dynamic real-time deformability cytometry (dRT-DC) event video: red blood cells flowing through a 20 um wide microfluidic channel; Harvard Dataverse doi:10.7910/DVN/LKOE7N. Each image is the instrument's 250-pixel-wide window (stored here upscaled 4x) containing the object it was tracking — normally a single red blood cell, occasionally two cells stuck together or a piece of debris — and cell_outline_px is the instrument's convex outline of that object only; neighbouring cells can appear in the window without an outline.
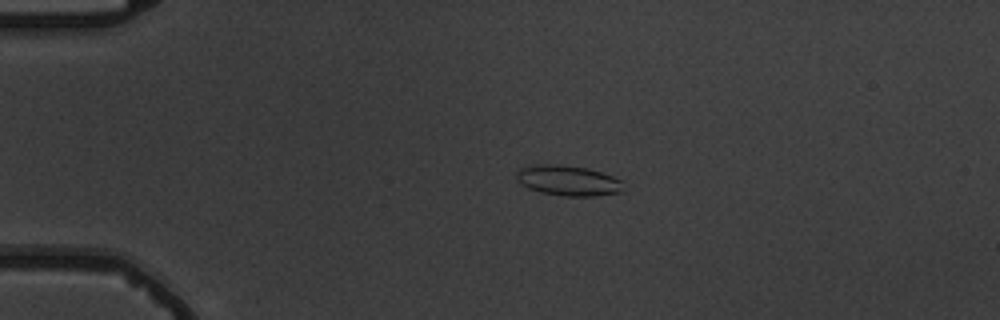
{"species": "common noctule bat (a hibernating species)", "species_latin": "Nyctalus noctula", "temperature_condition": "warm", "stored_images_in_passage": 10, "camera_frame_rate_fps": 3000, "um_per_image_px": 0.085, "animal": {"sex": "male", "body_mass_g": 19.5, "forearm_length_mm": 54.6}, "frame": {"image": 1, "passage_image": 4, "time_ms": 3.333, "image_size_px": [1000, 320], "cell_outline_px": [[624, 192], [596, 196], [564, 196], [540, 192], [528, 188], [520, 184], [516, 176], [516, 172], [520, 168], [528, 164], [556, 164], [588, 168], [612, 176], [620, 180]], "centroid_in_image_um": [48.25, 15.34], "position_along_channel_um": 36.7, "area_um2": 19.07}}
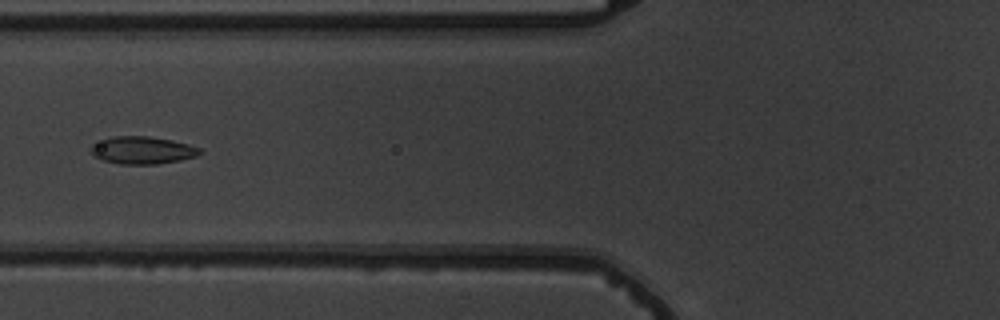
{"frame": {"image": 2, "passage_image": 7, "time_ms": 6.667, "image_size_px": [1000, 320], "cell_outline_px": [[204, 152], [196, 156], [180, 160], [156, 164], [120, 164], [104, 160], [92, 156], [88, 148], [92, 144], [116, 136], [148, 136], [172, 140], [188, 144], [200, 148]], "centroid_in_image_um": [12.1, 12.77], "position_along_channel_um": 113.7, "area_um2": 17.46}}
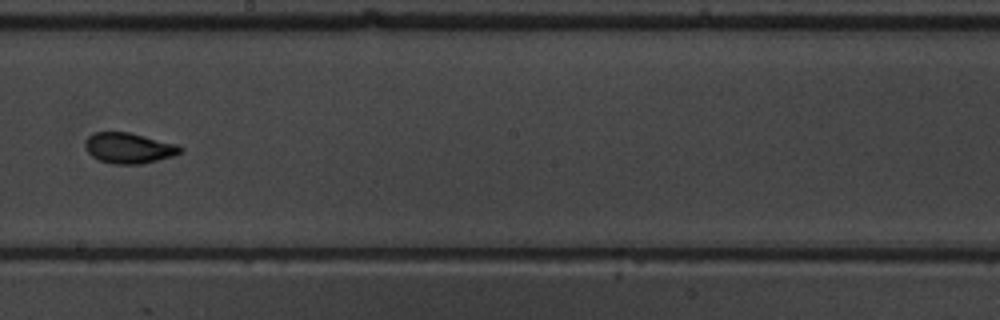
{"frame": {"image": 3, "passage_image": 10, "time_ms": 10.0, "image_size_px": [1000, 320], "cell_outline_px": [[184, 152], [172, 156], [140, 164], [112, 164], [100, 160], [92, 156], [84, 148], [84, 140], [92, 132], [128, 132], [176, 144], [184, 148]], "centroid_in_image_um": [10.92, 12.58], "position_along_channel_um": 237.3, "area_um2": 16.99}}